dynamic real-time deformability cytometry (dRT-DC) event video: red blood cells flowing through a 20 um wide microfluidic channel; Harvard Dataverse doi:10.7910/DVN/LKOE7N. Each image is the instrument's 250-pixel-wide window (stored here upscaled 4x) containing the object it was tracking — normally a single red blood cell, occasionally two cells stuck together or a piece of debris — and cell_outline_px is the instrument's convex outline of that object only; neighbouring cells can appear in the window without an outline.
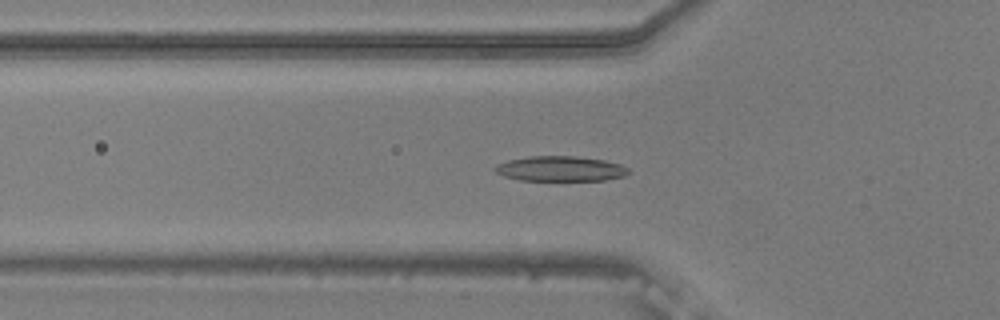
{"species": "common noctule bat (a hibernating species)", "species_latin": "Nyctalus noctula", "temperature_condition": "warm", "stored_images_in_passage": 52, "camera_frame_rate_fps": 3000, "um_per_image_px": 0.085, "animal": {"sex": "male", "body_mass_g": 20.5, "forearm_length_mm": 52.5}, "frame": {"image": 1, "passage_image": 19, "time_ms": 6.0, "image_size_px": [1000, 320], "cell_outline_px": [[628, 172], [624, 176], [604, 180], [520, 180], [504, 176], [496, 172], [492, 168], [496, 164], [508, 160], [528, 156], [576, 156], [604, 160], [620, 164], [628, 168]], "centroid_in_image_um": [47.59, 14.33], "position_along_channel_um": 78.2, "area_um2": 19.48}}
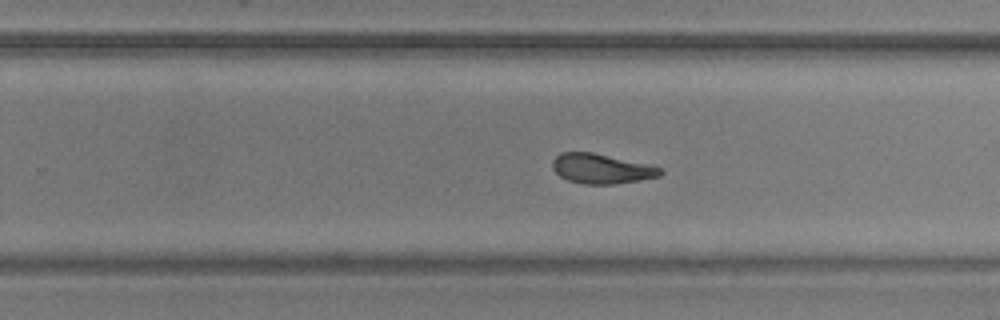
{"frame": {"image": 2, "passage_image": 35, "time_ms": 11.333, "image_size_px": [1000, 320], "cell_outline_px": [[664, 172], [660, 176], [640, 180], [616, 184], [584, 184], [568, 180], [560, 176], [552, 168], [552, 160], [560, 152], [592, 152], [656, 164]], "centroid_in_image_um": [51.19, 14.32], "position_along_channel_um": 278.6, "area_um2": 19.19}}
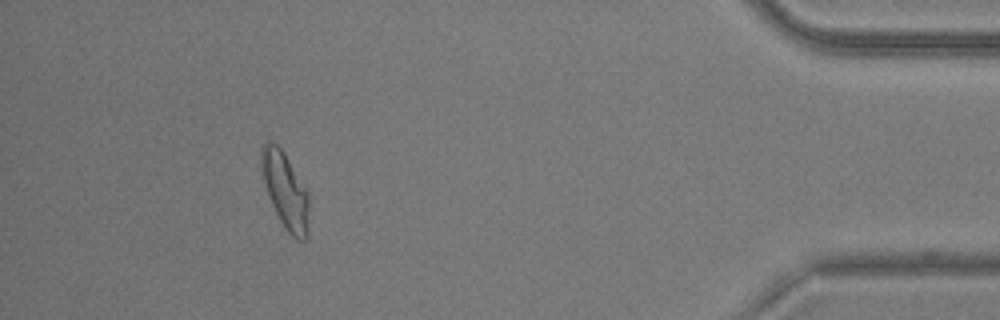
{"frame": {"image": 3, "passage_image": 50, "time_ms": 16.333, "image_size_px": [1000, 320], "cell_outline_px": [[308, 236], [304, 240], [296, 240], [284, 228], [272, 204], [264, 180], [260, 160], [260, 148], [268, 140], [272, 140], [284, 152], [308, 192]], "centroid_in_image_um": [24.25, 16.18], "position_along_channel_um": 410.9, "area_um2": 20.92}}